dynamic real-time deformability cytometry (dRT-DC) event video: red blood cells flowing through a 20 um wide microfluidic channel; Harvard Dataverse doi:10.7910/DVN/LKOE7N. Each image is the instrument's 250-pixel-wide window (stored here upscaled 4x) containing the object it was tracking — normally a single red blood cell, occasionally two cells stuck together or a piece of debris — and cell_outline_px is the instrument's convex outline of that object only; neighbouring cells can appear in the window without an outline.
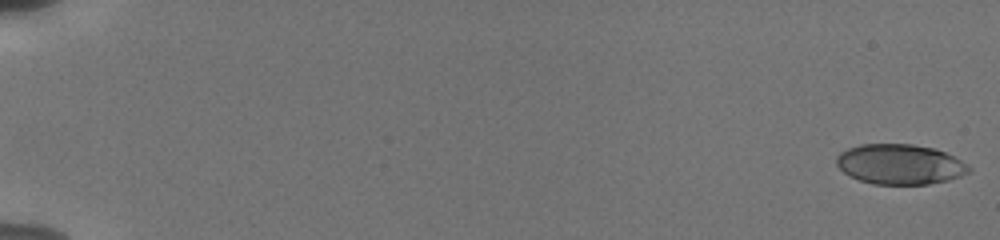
{"species": "human", "species_latin": "Homo sapiens", "temperature_condition": "cold", "stored_images_in_passage": 103, "camera_frame_rate_fps": 3000, "um_per_image_px": 0.085, "donor": {"sex": "male"}, "frame": {"image": 1, "passage_image": 1, "time_ms": 0.0, "image_size_px": [1000, 240], "cell_outline_px": [[972, 168], [968, 172], [960, 176], [948, 180], [928, 184], [872, 184], [860, 180], [844, 172], [836, 164], [836, 156], [840, 152], [848, 148], [860, 144], [912, 144], [936, 148], [968, 164]], "centroid_in_image_um": [76.49, 13.95], "position_along_channel_um": 8.5, "area_um2": 30.92}}
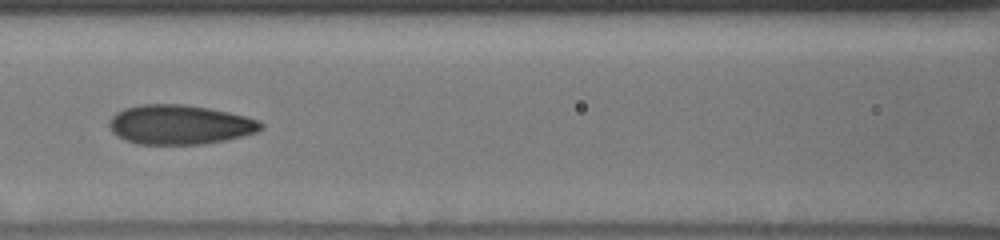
{"frame": {"image": 2, "passage_image": 41, "time_ms": 9.0, "image_size_px": [1000, 240], "cell_outline_px": [[264, 128], [256, 132], [224, 140], [200, 144], [140, 144], [124, 140], [112, 132], [108, 128], [108, 124], [112, 116], [116, 112], [124, 108], [140, 104], [184, 104], [208, 108], [228, 112], [260, 120], [264, 124]], "centroid_in_image_um": [15.25, 10.59], "position_along_channel_um": 151.4, "area_um2": 34.91}}
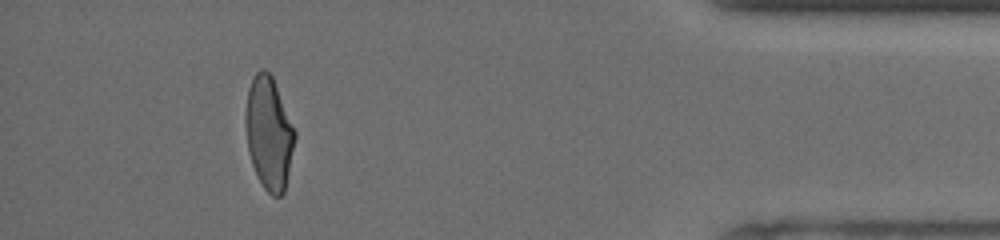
{"frame": {"image": 3, "passage_image": 90, "time_ms": 17.0, "image_size_px": [1000, 240], "cell_outline_px": [[296, 136], [284, 192], [280, 196], [272, 196], [264, 188], [252, 164], [248, 152], [244, 120], [244, 116], [248, 88], [252, 76], [260, 68], [264, 68], [272, 76], [296, 132]], "centroid_in_image_um": [22.83, 11.28], "position_along_channel_um": 412.4, "area_um2": 32.37}, "authors_computed_cell_mechanics": {"area_um2": 33.0038, "velocity_mm_per_s": 3.8024, "shape_relaxation_time_tau1_ms": 4.4159, "shape_relaxation_time_tau2_ms": 1.2461, "deformation_change_tau1": 0.1627, "deformation_change_tau2": 0.0713}}